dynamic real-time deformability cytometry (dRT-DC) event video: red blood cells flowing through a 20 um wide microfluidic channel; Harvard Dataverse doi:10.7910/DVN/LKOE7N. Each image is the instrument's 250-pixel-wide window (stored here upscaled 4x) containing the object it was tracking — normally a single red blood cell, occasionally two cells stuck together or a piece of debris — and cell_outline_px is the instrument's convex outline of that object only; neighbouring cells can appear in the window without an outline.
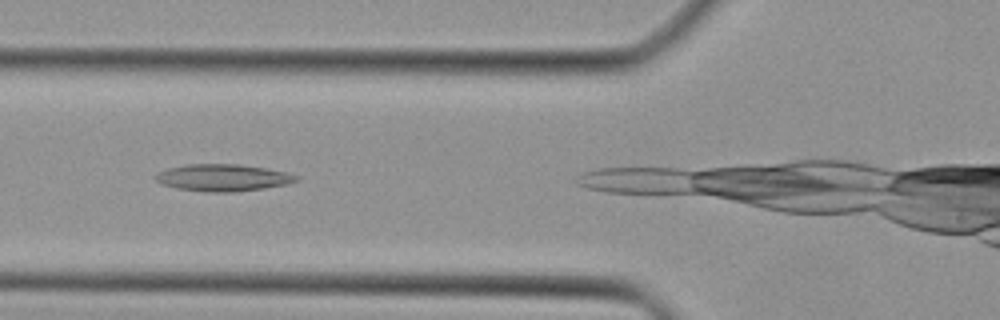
{"species": "Egyptian fruit bat (a non-hibernating species)", "species_latin": "Rousettus aegyptiacus", "temperature_condition": "cold", "stored_images_in_passage": 8, "camera_frame_rate_fps": 3000, "um_per_image_px": 0.085, "animal": {"sex": "female"}, "frame": {"image": 1, "passage_image": 3, "time_ms": 0.667, "image_size_px": [1000, 320], "cell_outline_px": [[300, 180], [288, 184], [264, 188], [236, 192], [208, 192], [180, 188], [160, 184], [156, 180], [156, 176], [160, 172], [168, 168], [188, 164], [240, 164], [288, 172], [300, 176]], "centroid_in_image_um": [19.02, 15.1], "position_along_channel_um": 106.8, "area_um2": 22.08}}